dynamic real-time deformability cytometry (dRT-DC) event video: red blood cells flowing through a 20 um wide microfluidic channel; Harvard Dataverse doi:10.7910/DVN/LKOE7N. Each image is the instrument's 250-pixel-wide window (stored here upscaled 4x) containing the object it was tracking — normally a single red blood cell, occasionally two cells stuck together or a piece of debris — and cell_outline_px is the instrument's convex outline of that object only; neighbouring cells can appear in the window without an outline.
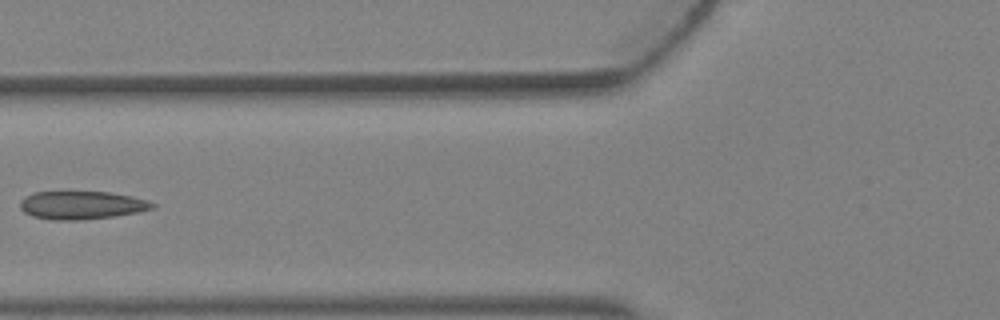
{"species": "Egyptian fruit bat (a non-hibernating species)", "species_latin": "Rousettus aegyptiacus", "temperature_condition": "warm", "stored_images_in_passage": 2, "camera_frame_rate_fps": 3000, "um_per_image_px": 0.085, "animal": {"sex": "female"}, "frame": {"image": 1, "passage_image": 2, "time_ms": 0.333, "image_size_px": [1000, 320], "cell_outline_px": [[156, 204], [152, 208], [136, 212], [112, 216], [76, 220], [52, 220], [32, 216], [24, 212], [20, 208], [20, 200], [36, 192], [64, 188], [112, 192], [132, 196], [148, 200]], "centroid_in_image_um": [6.89, 17.37], "position_along_channel_um": 118.9, "area_um2": 22.54}}